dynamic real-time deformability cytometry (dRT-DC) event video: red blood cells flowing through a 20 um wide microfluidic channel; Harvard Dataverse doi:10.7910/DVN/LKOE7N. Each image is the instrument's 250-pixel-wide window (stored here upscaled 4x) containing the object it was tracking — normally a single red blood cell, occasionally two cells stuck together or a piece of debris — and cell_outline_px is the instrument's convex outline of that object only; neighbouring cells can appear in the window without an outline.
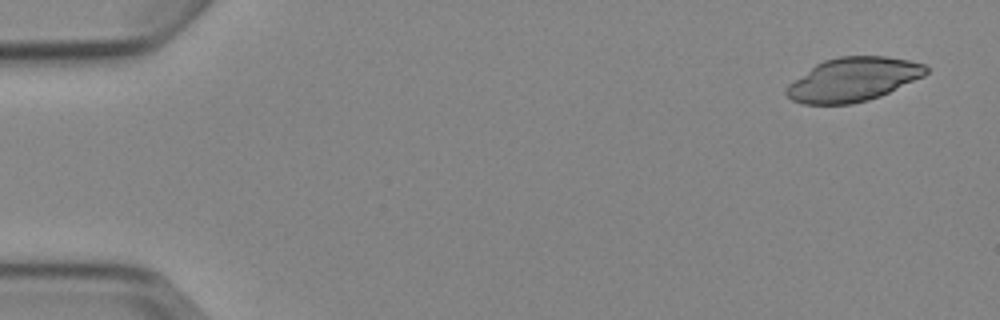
{"species": "Egyptian fruit bat (a non-hibernating species)", "species_latin": "Rousettus aegyptiacus", "temperature_condition": "cold", "stored_images_in_passage": 6, "camera_frame_rate_fps": 3000, "um_per_image_px": 0.085, "animal": {"sex": "female"}, "frame": {"image": 1, "passage_image": 1, "time_ms": 0.0, "image_size_px": [1000, 320], "cell_outline_px": [[928, 72], [924, 76], [880, 96], [868, 100], [852, 104], [804, 104], [792, 100], [784, 92], [784, 88], [788, 84], [816, 64], [824, 60], [840, 56], [888, 56], [908, 60], [924, 64], [928, 68]], "centroid_in_image_um": [72.51, 6.75], "position_along_channel_um": 12.5, "area_um2": 35.6}}